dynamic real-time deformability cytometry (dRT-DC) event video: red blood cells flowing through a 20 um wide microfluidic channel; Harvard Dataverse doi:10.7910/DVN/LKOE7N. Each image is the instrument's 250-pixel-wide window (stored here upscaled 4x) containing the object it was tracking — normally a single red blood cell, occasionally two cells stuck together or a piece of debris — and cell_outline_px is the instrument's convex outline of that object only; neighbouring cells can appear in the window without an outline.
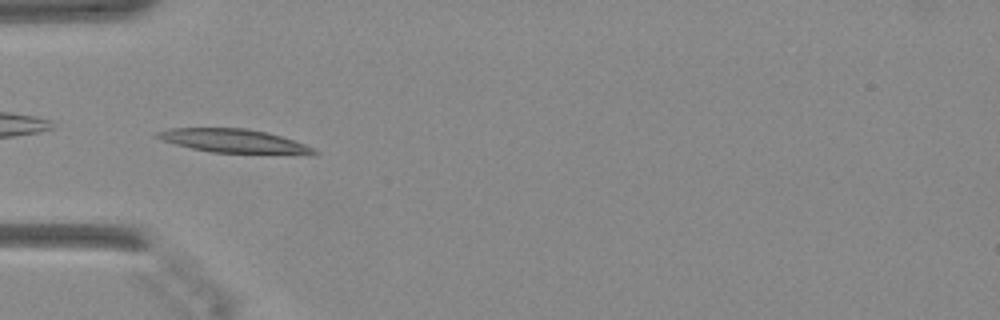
{"species": "Egyptian fruit bat (a non-hibernating species)", "species_latin": "Rousettus aegyptiacus", "temperature_condition": "warm", "stored_images_in_passage": 28, "camera_frame_rate_fps": 3000, "um_per_image_px": 0.085, "animal": {"sex": "female"}, "frame": {"image": 1, "passage_image": 2, "time_ms": 0.333, "image_size_px": [1000, 320], "cell_outline_px": [[316, 152], [212, 152], [192, 148], [176, 144], [164, 140], [156, 136], [152, 132], [172, 128], [248, 128], [268, 132], [304, 144], [312, 148]], "centroid_in_image_um": [19.66, 11.92], "position_along_channel_um": 65.3, "area_um2": 20.4}}
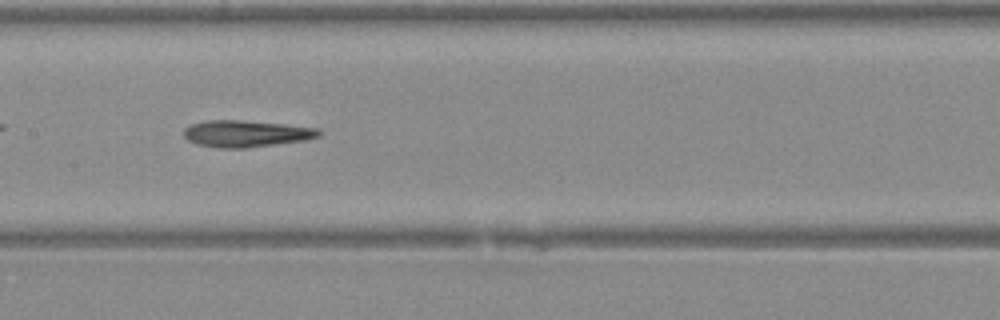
{"frame": {"image": 2, "passage_image": 11, "time_ms": 3.333, "image_size_px": [1000, 320], "cell_outline_px": [[320, 136], [304, 140], [244, 148], [220, 148], [196, 144], [188, 140], [184, 136], [184, 128], [188, 124], [204, 120], [240, 120], [284, 124], [316, 128], [320, 132]], "centroid_in_image_um": [20.84, 11.35], "position_along_channel_um": 186.6, "area_um2": 20.92}}
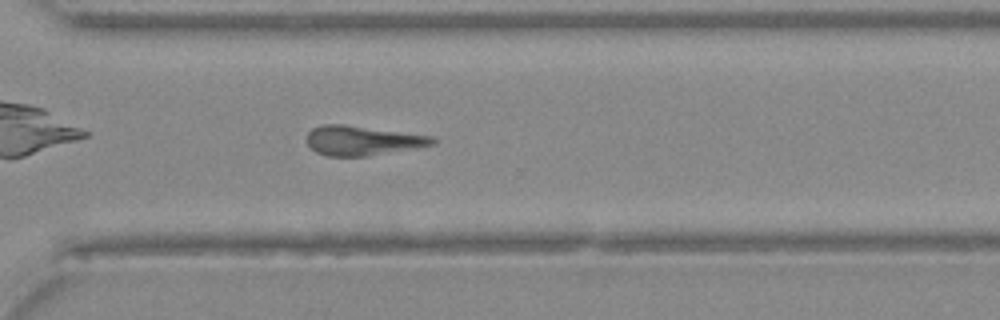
{"frame": {"image": 3, "passage_image": 22, "time_ms": 7.0, "image_size_px": [1000, 320], "cell_outline_px": [[440, 140], [436, 144], [416, 148], [364, 156], [328, 156], [316, 152], [304, 140], [304, 136], [312, 128], [320, 124], [344, 124], [436, 136]], "centroid_in_image_um": [30.83, 11.93], "position_along_channel_um": 339.8, "area_um2": 22.08}}